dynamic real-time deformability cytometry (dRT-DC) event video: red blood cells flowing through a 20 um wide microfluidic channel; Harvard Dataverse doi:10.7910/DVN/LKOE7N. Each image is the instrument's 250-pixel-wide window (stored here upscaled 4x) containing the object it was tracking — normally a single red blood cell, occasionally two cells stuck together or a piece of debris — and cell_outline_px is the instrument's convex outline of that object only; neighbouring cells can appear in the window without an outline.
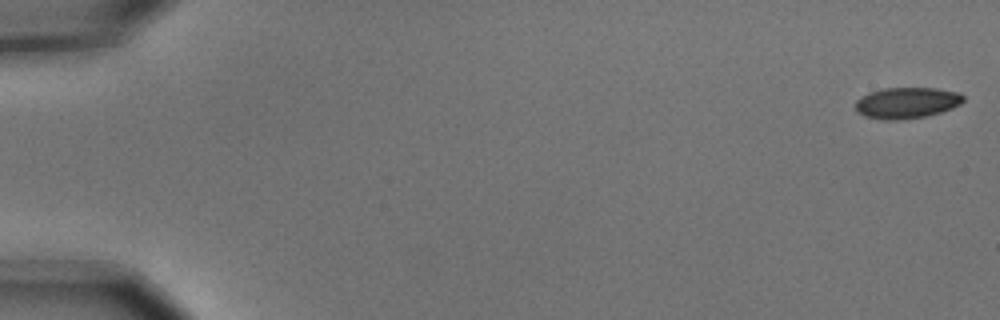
{"species": "common noctule bat (a hibernating species)", "species_latin": "Nyctalus noctula", "temperature_condition": "cold", "stored_images_in_passage": 9, "camera_frame_rate_fps": 3000, "um_per_image_px": 0.085, "animal": {"sex": "male", "body_mass_g": 15.6}, "frame": {"image": 1, "passage_image": 1, "time_ms": 0.0, "image_size_px": [1000, 320], "cell_outline_px": [[964, 100], [960, 104], [952, 108], [928, 116], [900, 120], [884, 120], [864, 116], [856, 112], [856, 100], [860, 96], [868, 92], [884, 88], [936, 88], [960, 92], [964, 96]], "centroid_in_image_um": [77.06, 8.74], "position_along_channel_um": 7.9, "area_um2": 19.83}}
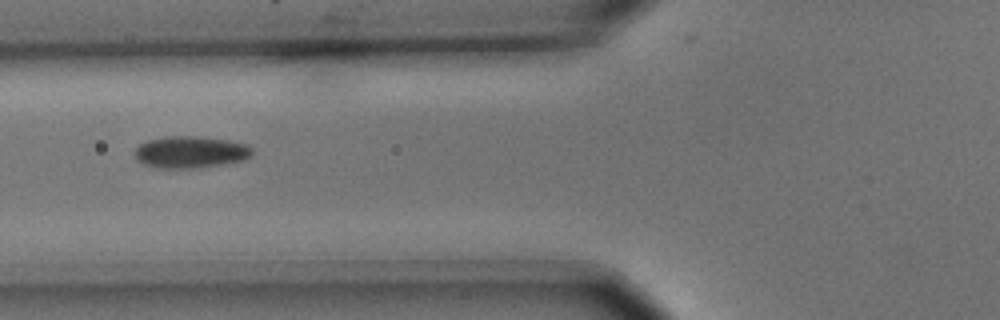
{"frame": {"image": 2, "passage_image": 7, "time_ms": 2.0, "image_size_px": [1000, 320], "cell_outline_px": [[252, 156], [244, 160], [196, 168], [160, 168], [144, 164], [136, 160], [136, 148], [140, 144], [148, 140], [164, 136], [200, 136], [228, 140], [248, 144], [252, 148]], "centroid_in_image_um": [16.21, 12.91], "position_along_channel_um": 109.6, "area_um2": 21.85}}
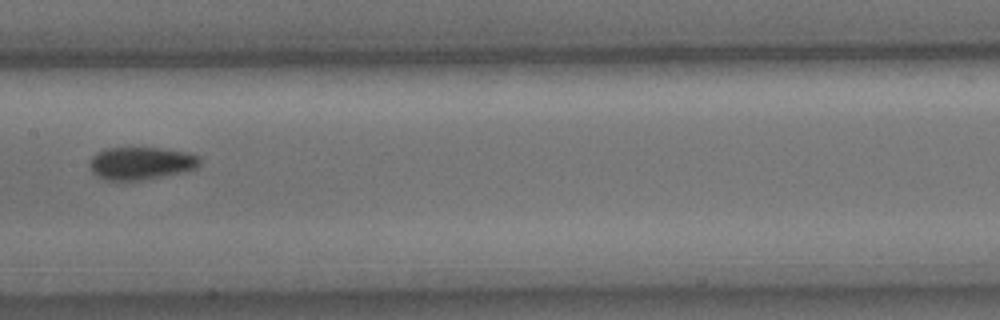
{"frame": {"image": 3, "passage_image": 9, "time_ms": 2.667, "image_size_px": [1000, 320], "cell_outline_px": [[200, 164], [196, 168], [180, 172], [140, 180], [104, 180], [96, 176], [88, 168], [88, 160], [96, 152], [104, 148], [160, 148], [188, 152], [200, 156]], "centroid_in_image_um": [11.91, 13.86], "position_along_channel_um": 195.5, "area_um2": 21.1}}